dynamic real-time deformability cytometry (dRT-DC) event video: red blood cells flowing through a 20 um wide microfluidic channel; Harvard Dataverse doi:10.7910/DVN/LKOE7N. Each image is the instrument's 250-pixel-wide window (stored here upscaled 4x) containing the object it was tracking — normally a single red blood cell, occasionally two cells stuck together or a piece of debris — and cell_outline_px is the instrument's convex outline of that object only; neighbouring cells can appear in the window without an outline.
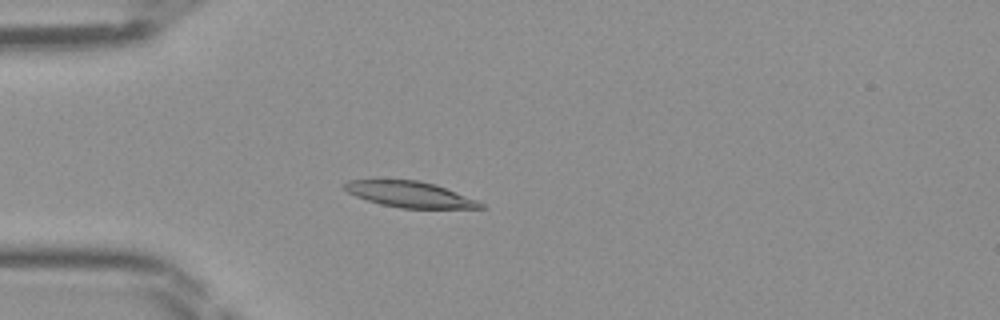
{"species": "Egyptian fruit bat (a non-hibernating species)", "species_latin": "Rousettus aegyptiacus", "temperature_condition": "room temperature", "stored_images_in_passage": 48, "camera_frame_rate_fps": 3000, "um_per_image_px": 0.085, "frame": {"image": 1, "passage_image": 14, "time_ms": 4.333, "image_size_px": [1000, 320], "cell_outline_px": [[484, 208], [400, 208], [380, 204], [356, 196], [348, 192], [340, 184], [348, 180], [376, 176], [416, 180], [436, 184], [476, 200], [484, 204]], "centroid_in_image_um": [34.68, 16.46], "position_along_channel_um": 50.3, "area_um2": 21.33}}
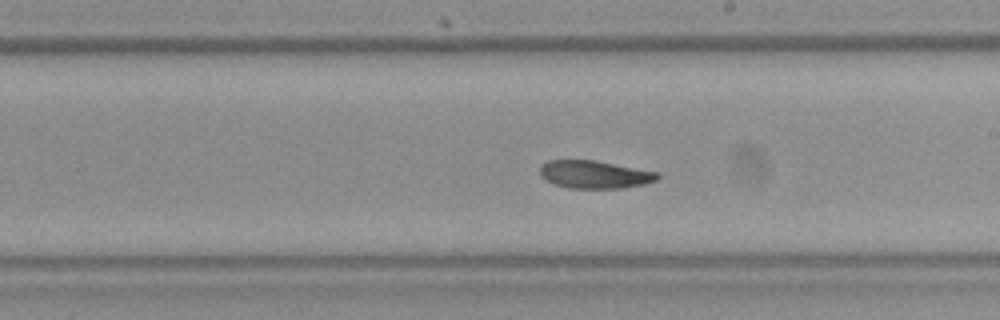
{"frame": {"image": 2, "passage_image": 28, "time_ms": 9.0, "image_size_px": [1000, 320], "cell_outline_px": [[660, 176], [656, 180], [644, 184], [620, 188], [568, 188], [544, 180], [540, 176], [540, 164], [548, 160], [596, 160], [660, 172]], "centroid_in_image_um": [50.53, 14.82], "position_along_channel_um": 238.5, "area_um2": 19.25}}
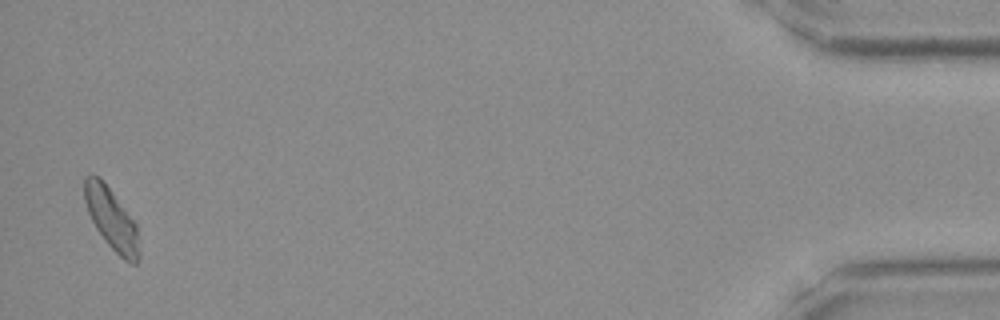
{"frame": {"image": 3, "passage_image": 47, "time_ms": 15.333, "image_size_px": [1000, 320], "cell_outline_px": [[140, 260], [136, 264], [132, 264], [124, 260], [104, 240], [96, 228], [88, 212], [84, 200], [84, 176], [92, 172], [100, 176], [136, 224], [140, 252]], "centroid_in_image_um": [9.47, 18.6], "position_along_channel_um": 425.7, "area_um2": 19.65}}